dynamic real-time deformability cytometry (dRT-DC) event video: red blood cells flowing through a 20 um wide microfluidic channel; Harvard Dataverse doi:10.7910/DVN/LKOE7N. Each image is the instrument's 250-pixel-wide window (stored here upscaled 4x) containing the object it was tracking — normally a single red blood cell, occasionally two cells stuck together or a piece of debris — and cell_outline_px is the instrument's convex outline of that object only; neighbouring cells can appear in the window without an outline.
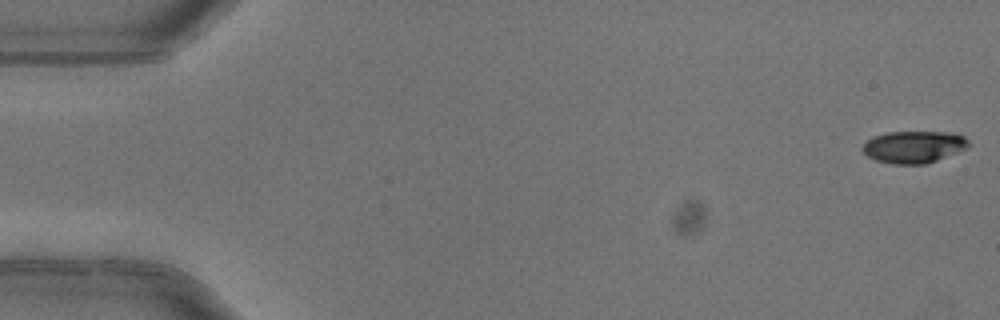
{"species": "common noctule bat (a hibernating species)", "species_latin": "Nyctalus noctula", "temperature_condition": "warm", "stored_images_in_passage": 5, "segment_of_instrument_passage": [1, 2], "camera_frame_rate_fps": 3000, "um_per_image_px": 0.085, "animal": {"sex": "female"}, "frame": {"image": 1, "passage_image": 1, "time_ms": 0.0, "image_size_px": [1000, 320], "cell_outline_px": [[972, 144], [968, 148], [936, 160], [924, 164], [892, 164], [876, 160], [868, 156], [860, 148], [872, 136], [888, 132], [952, 132], [964, 136]], "centroid_in_image_um": [77.69, 12.48], "position_along_channel_um": 7.3, "area_um2": 19.88}}
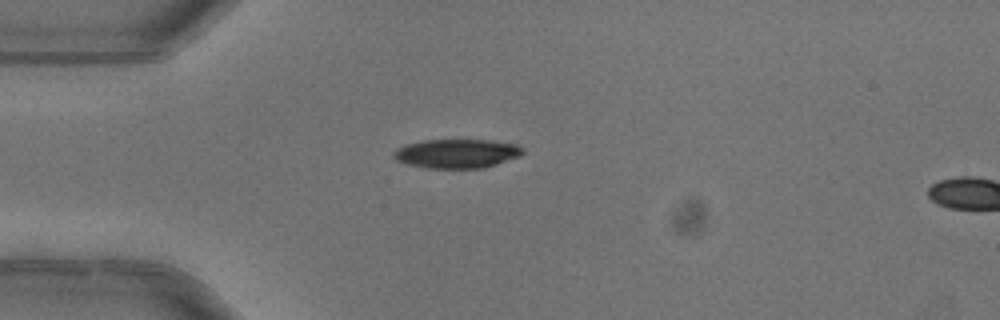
{"frame": {"image": 2, "passage_image": 4, "time_ms": 1.0, "image_size_px": [1000, 320], "cell_outline_px": [[524, 152], [520, 156], [484, 168], [428, 168], [408, 164], [396, 160], [392, 156], [392, 152], [408, 144], [424, 140], [488, 140], [516, 144], [524, 148]], "centroid_in_image_um": [38.85, 13.05], "position_along_channel_um": 46.1, "area_um2": 21.73}}